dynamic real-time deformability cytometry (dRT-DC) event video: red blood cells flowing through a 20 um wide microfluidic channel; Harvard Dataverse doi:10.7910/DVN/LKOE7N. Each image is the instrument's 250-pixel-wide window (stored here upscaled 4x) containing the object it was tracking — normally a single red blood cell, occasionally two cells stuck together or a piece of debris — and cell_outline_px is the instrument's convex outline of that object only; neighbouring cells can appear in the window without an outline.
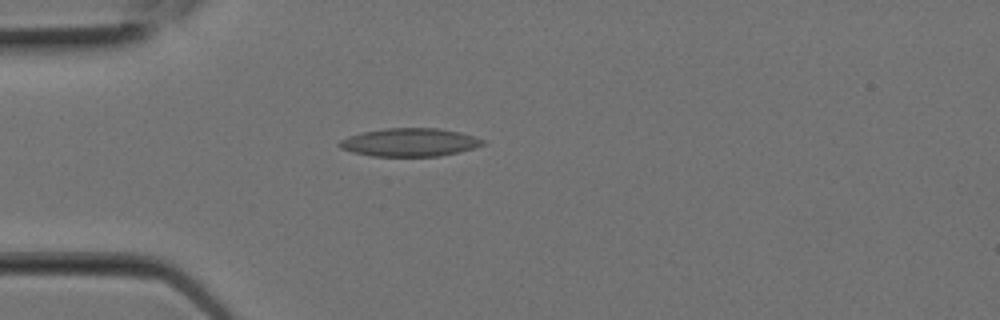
{"species": "Egyptian fruit bat (a non-hibernating species)", "species_latin": "Rousettus aegyptiacus", "temperature_condition": "room temperature", "stored_images_in_passage": 5, "camera_frame_rate_fps": 3000, "um_per_image_px": 0.085, "animal": {"sex": "female"}, "frame": {"image": 1, "passage_image": 2, "time_ms": 0.333, "image_size_px": [1000, 320], "cell_outline_px": [[488, 144], [476, 148], [440, 156], [372, 156], [352, 152], [340, 148], [336, 144], [340, 140], [348, 136], [364, 132], [384, 128], [440, 128], [460, 132], [484, 140]], "centroid_in_image_um": [34.84, 12.1], "position_along_channel_um": 50.2, "area_um2": 23.7}}
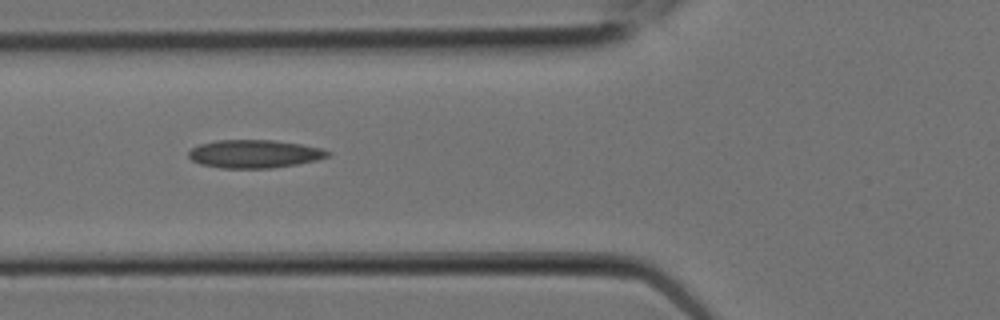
{"frame": {"image": 2, "passage_image": 4, "time_ms": 1.0, "image_size_px": [1000, 320], "cell_outline_px": [[332, 152], [328, 156], [316, 160], [296, 164], [272, 168], [220, 168], [200, 164], [192, 160], [188, 156], [188, 152], [192, 148], [200, 144], [216, 140], [276, 140], [300, 144], [320, 148]], "centroid_in_image_um": [21.6, 13.08], "position_along_channel_um": 104.2, "area_um2": 22.77}}
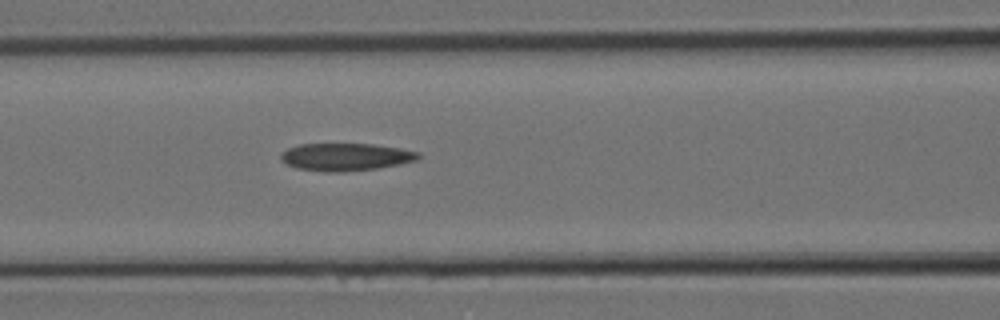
{"frame": {"image": 3, "passage_image": 5, "time_ms": 1.333, "image_size_px": [1000, 320], "cell_outline_px": [[420, 156], [416, 160], [400, 164], [376, 168], [340, 172], [324, 172], [296, 168], [280, 160], [280, 152], [288, 148], [300, 144], [372, 144], [400, 148], [420, 152]], "centroid_in_image_um": [29.35, 13.34], "position_along_channel_um": 137.2, "area_um2": 22.08}}